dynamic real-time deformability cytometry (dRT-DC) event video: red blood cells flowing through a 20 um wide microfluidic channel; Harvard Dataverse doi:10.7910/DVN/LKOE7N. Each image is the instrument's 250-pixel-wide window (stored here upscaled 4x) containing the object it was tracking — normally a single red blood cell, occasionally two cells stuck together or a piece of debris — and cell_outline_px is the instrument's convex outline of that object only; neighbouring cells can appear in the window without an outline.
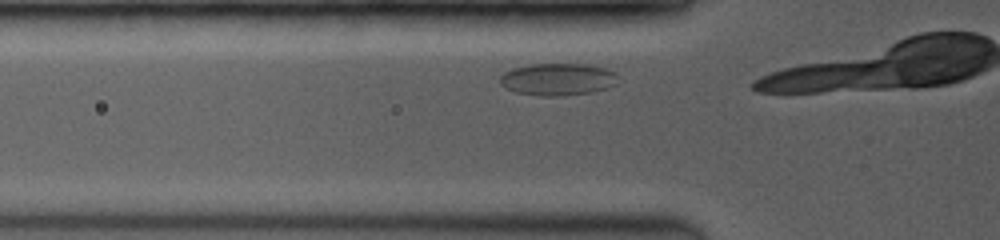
{"species": "common noctule bat (a hibernating species)", "species_latin": "Nyctalus noctula", "temperature_condition": "room temperature", "stored_images_in_passage": 11, "camera_frame_rate_fps": 3500, "um_per_image_px": 0.085, "animal": {"sex": "female", "body_mass_g": 19.0, "forearm_length_mm": 53.3}, "frame": {"image": 1, "passage_image": 7, "time_ms": 0.857, "image_size_px": [1000, 240], "cell_outline_px": [[616, 76], [612, 84], [608, 88], [592, 92], [560, 96], [540, 96], [516, 92], [500, 84], [500, 76], [504, 72], [512, 68], [528, 64], [588, 64], [608, 68], [616, 72]], "centroid_in_image_um": [47.39, 6.73], "position_along_channel_um": 78.4, "area_um2": 22.14}}